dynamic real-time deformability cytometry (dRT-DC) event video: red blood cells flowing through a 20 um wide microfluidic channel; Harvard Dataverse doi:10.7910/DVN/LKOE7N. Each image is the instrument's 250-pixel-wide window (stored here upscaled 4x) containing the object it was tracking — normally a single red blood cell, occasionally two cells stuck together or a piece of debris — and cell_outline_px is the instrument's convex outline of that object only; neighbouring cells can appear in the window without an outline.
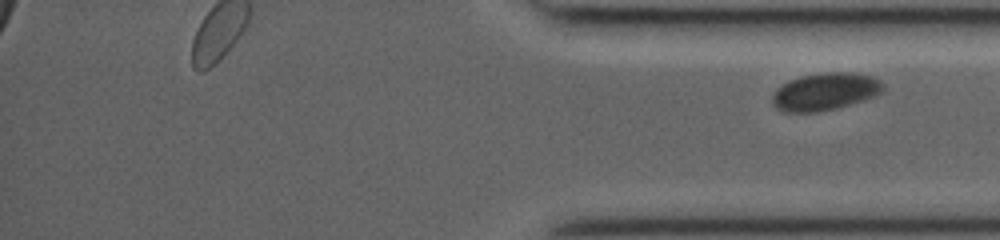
{"species": "common noctule bat (a hibernating species)", "species_latin": "Nyctalus noctula", "temperature_condition": "room temperature", "stored_images_in_passage": 16, "segment_of_instrument_passage": [2, 2], "camera_frame_rate_fps": 3000, "um_per_image_px": 0.085, "animal": {"sex": "female", "body_mass_g": 19.0, "forearm_length_mm": 53.3}, "frame": {"image": 1, "passage_image": 16, "time_ms": 9.667, "image_size_px": [1000, 240], "cell_outline_px": [[884, 88], [876, 96], [864, 100], [836, 108], [820, 112], [784, 112], [776, 108], [772, 104], [772, 96], [776, 88], [788, 80], [800, 76], [828, 72], [848, 72], [872, 76], [880, 80], [884, 84]], "centroid_in_image_um": [70.11, 7.79], "position_along_channel_um": 365.1, "area_um2": 24.33}}